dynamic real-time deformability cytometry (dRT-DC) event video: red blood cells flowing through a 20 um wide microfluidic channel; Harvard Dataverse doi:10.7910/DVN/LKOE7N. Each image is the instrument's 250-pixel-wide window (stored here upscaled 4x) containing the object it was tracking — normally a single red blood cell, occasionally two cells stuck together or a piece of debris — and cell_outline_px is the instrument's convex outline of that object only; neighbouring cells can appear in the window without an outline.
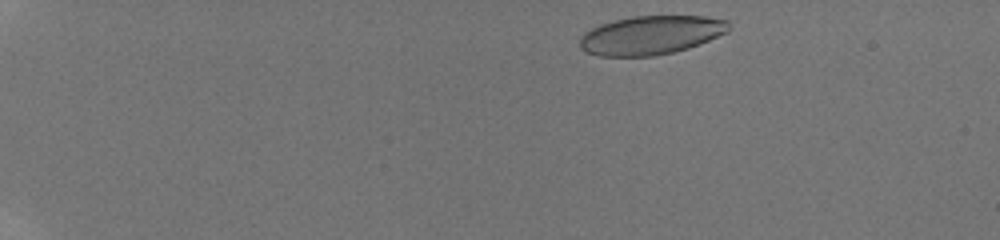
{"species": "human", "species_latin": "Homo sapiens", "temperature_condition": "room temperature", "stored_images_in_passage": 8, "camera_frame_rate_fps": 3000, "um_per_image_px": 0.085, "donor": {"sex": "male"}, "frame": {"image": 1, "passage_image": 1, "time_ms": 0.0, "image_size_px": [1000, 240], "cell_outline_px": [[732, 28], [728, 32], [700, 44], [688, 48], [656, 56], [600, 56], [584, 52], [580, 48], [580, 36], [584, 32], [600, 24], [632, 16], [704, 16], [728, 20], [732, 24]], "centroid_in_image_um": [55.36, 2.98], "position_along_channel_um": 29.6, "area_um2": 33.99}}
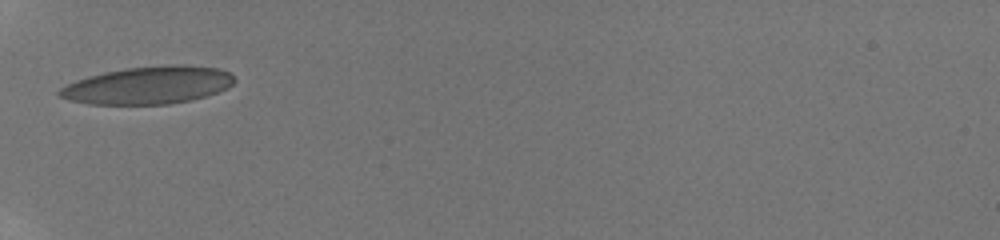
{"frame": {"image": 2, "passage_image": 6, "time_ms": 4.0, "image_size_px": [1000, 240], "cell_outline_px": [[236, 80], [228, 88], [204, 96], [188, 100], [168, 104], [88, 104], [68, 100], [60, 96], [56, 92], [60, 88], [76, 80], [88, 76], [104, 72], [124, 68], [168, 64], [184, 64], [220, 68], [228, 72]], "centroid_in_image_um": [12.59, 7.23], "position_along_channel_um": 72.4, "area_um2": 38.38}}
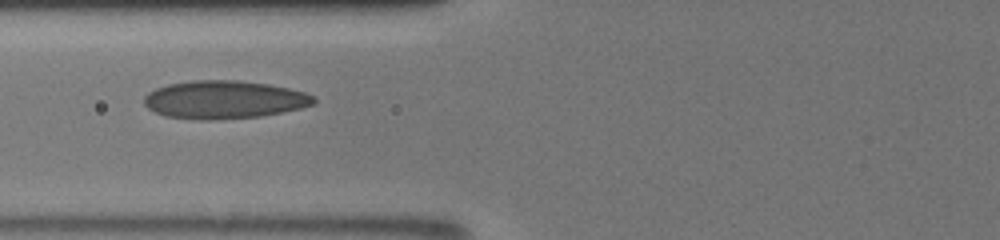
{"frame": {"image": 3, "passage_image": 7, "time_ms": 5.0, "image_size_px": [1000, 240], "cell_outline_px": [[316, 100], [312, 104], [300, 108], [260, 116], [212, 120], [200, 120], [164, 116], [148, 108], [144, 104], [144, 96], [148, 92], [156, 88], [168, 84], [192, 80], [240, 80], [268, 84], [288, 88], [304, 92], [316, 96]], "centroid_in_image_um": [19.03, 8.46], "position_along_channel_um": 106.8, "area_um2": 37.63}}